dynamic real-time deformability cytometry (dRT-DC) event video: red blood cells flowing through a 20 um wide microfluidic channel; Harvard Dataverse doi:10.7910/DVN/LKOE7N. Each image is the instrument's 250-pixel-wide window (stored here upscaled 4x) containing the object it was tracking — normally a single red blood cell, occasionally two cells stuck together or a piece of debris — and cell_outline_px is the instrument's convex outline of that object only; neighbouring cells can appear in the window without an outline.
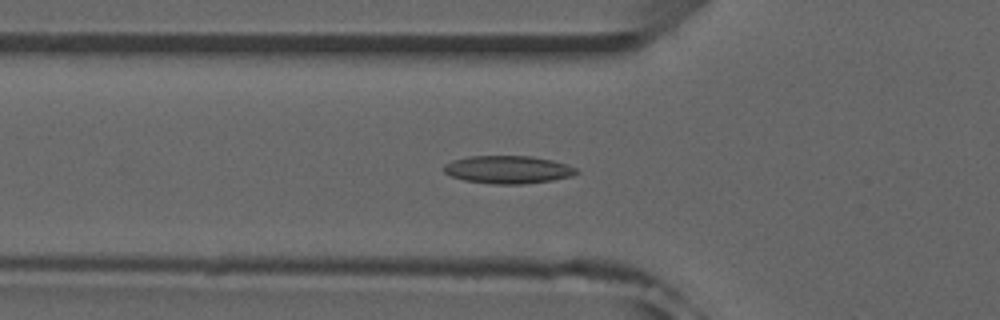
{"species": "common noctule bat (a hibernating species)", "species_latin": "Nyctalus noctula", "temperature_condition": "room temperature", "stored_images_in_passage": 16, "camera_frame_rate_fps": 3000, "um_per_image_px": 0.085, "animal": {"sex": "male", "forearm_length_mm": 52.5}, "frame": {"image": 1, "passage_image": 7, "time_ms": 2.0, "image_size_px": [1000, 320], "cell_outline_px": [[580, 172], [572, 176], [552, 180], [524, 184], [496, 184], [464, 180], [452, 176], [444, 172], [444, 164], [452, 160], [468, 156], [532, 156], [552, 160], [568, 164], [576, 168]], "centroid_in_image_um": [43.2, 14.41], "position_along_channel_um": 82.6, "area_um2": 21.56}}